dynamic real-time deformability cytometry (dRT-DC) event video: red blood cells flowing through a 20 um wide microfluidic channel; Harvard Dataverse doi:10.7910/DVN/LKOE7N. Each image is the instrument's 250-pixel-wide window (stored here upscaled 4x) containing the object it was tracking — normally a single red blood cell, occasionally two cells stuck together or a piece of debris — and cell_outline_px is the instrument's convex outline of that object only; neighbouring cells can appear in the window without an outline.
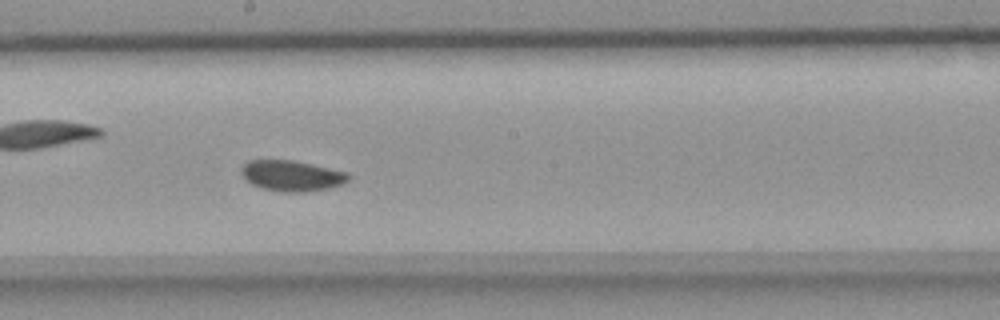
{"species": "common noctule bat (a hibernating species)", "species_latin": "Nyctalus noctula", "temperature_condition": "room temperature", "stored_images_in_passage": 42, "camera_frame_rate_fps": 3000, "um_per_image_px": 0.085, "animal": {"sex": "female", "body_mass_g": 18.4}, "frame": {"image": 1, "passage_image": 19, "time_ms": 6.0, "image_size_px": [1000, 320], "cell_outline_px": [[352, 176], [348, 180], [340, 184], [328, 188], [308, 192], [284, 192], [264, 188], [252, 184], [240, 172], [240, 168], [248, 160], [292, 160], [312, 164], [348, 172]], "centroid_in_image_um": [24.82, 14.93], "position_along_channel_um": 223.4, "area_um2": 19.07}}